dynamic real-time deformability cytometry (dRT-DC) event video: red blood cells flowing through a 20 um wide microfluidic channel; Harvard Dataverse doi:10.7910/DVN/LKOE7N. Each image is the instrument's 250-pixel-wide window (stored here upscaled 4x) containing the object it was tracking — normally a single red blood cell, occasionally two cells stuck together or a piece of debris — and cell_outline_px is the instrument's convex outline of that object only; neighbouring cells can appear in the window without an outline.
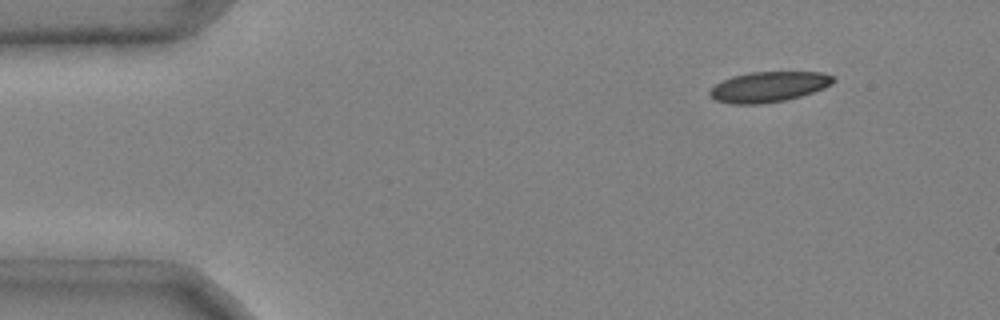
{"species": "common noctule bat (a hibernating species)", "species_latin": "Nyctalus noctula", "temperature_condition": "cold", "stored_images_in_passage": 39, "camera_frame_rate_fps": 3000, "um_per_image_px": 0.085, "animal": {"sex": "male", "body_mass_g": 20.4}, "frame": {"image": 1, "passage_image": 1, "time_ms": 0.0, "image_size_px": [1000, 320], "cell_outline_px": [[836, 80], [832, 84], [824, 88], [800, 96], [784, 100], [760, 104], [732, 104], [716, 100], [708, 96], [708, 92], [716, 84], [732, 76], [752, 72], [820, 72], [836, 76]], "centroid_in_image_um": [65.35, 7.38], "position_along_channel_um": 19.7, "area_um2": 21.85}}
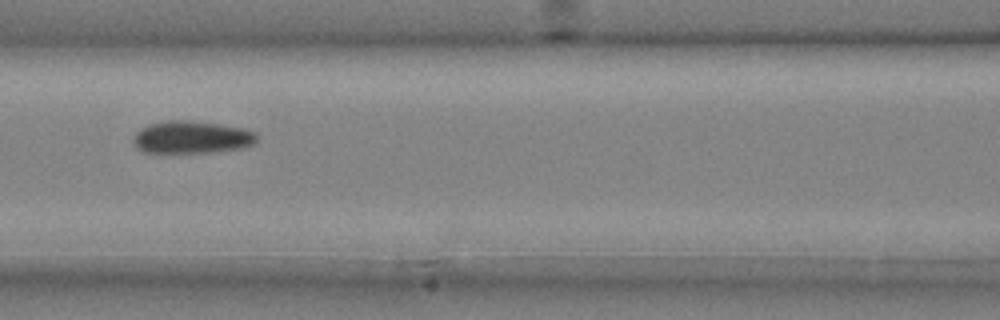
{"frame": {"image": 2, "passage_image": 17, "time_ms": 5.333, "image_size_px": [1000, 320], "cell_outline_px": [[256, 140], [252, 144], [240, 148], [208, 152], [144, 152], [136, 148], [132, 140], [136, 132], [140, 128], [148, 124], [168, 120], [188, 120], [220, 124], [244, 128], [256, 132]], "centroid_in_image_um": [16.25, 11.65], "position_along_channel_um": 150.3, "area_um2": 23.29}}
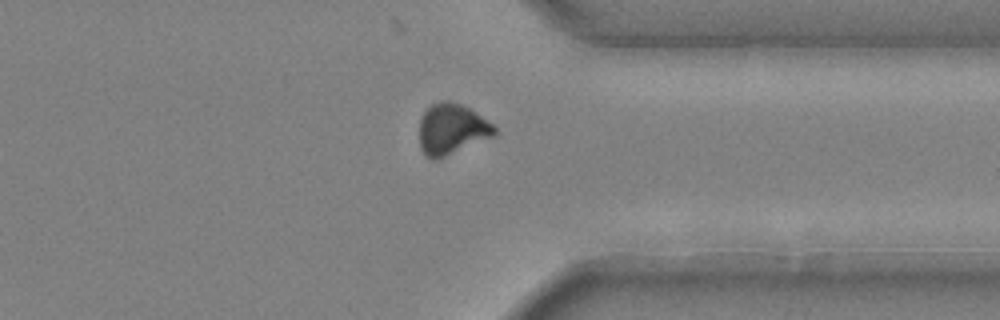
{"frame": {"image": 3, "passage_image": 34, "time_ms": 11.0, "image_size_px": [1000, 320], "cell_outline_px": [[496, 136], [436, 160], [432, 160], [420, 148], [420, 120], [424, 112], [432, 104], [440, 100], [448, 100], [460, 104], [476, 112], [492, 124], [496, 128]], "centroid_in_image_um": [38.41, 10.98], "position_along_channel_um": 373.0, "area_um2": 22.25}, "authors_computed_cell_mechanics": {"area_um2": 22.5998, "velocity_mm_per_s": 3.9801, "shape_relaxation_time_tau1_ms": 2.938, "shape_relaxation_time_tau2_ms": 5.61, "deformation_change_tau1": 0.1019, "deformation_change_tau2": 0.0659}}